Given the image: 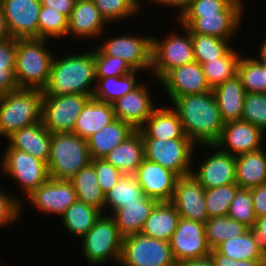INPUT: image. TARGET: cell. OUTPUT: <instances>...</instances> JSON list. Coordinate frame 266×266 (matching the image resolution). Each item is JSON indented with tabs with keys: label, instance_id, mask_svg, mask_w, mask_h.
I'll list each match as a JSON object with an SVG mask.
<instances>
[{
	"label": "cell",
	"instance_id": "cell-1",
	"mask_svg": "<svg viewBox=\"0 0 266 266\" xmlns=\"http://www.w3.org/2000/svg\"><path fill=\"white\" fill-rule=\"evenodd\" d=\"M170 105L186 136L196 145H215L225 125L212 90L176 97Z\"/></svg>",
	"mask_w": 266,
	"mask_h": 266
},
{
	"label": "cell",
	"instance_id": "cell-2",
	"mask_svg": "<svg viewBox=\"0 0 266 266\" xmlns=\"http://www.w3.org/2000/svg\"><path fill=\"white\" fill-rule=\"evenodd\" d=\"M74 50V52H73ZM53 57L51 71L43 95L81 94L93 96L96 86L94 49H76Z\"/></svg>",
	"mask_w": 266,
	"mask_h": 266
},
{
	"label": "cell",
	"instance_id": "cell-3",
	"mask_svg": "<svg viewBox=\"0 0 266 266\" xmlns=\"http://www.w3.org/2000/svg\"><path fill=\"white\" fill-rule=\"evenodd\" d=\"M48 39H17L15 77L19 88L43 90L55 55Z\"/></svg>",
	"mask_w": 266,
	"mask_h": 266
},
{
	"label": "cell",
	"instance_id": "cell-4",
	"mask_svg": "<svg viewBox=\"0 0 266 266\" xmlns=\"http://www.w3.org/2000/svg\"><path fill=\"white\" fill-rule=\"evenodd\" d=\"M43 91L19 88L0 96V139L42 121Z\"/></svg>",
	"mask_w": 266,
	"mask_h": 266
},
{
	"label": "cell",
	"instance_id": "cell-5",
	"mask_svg": "<svg viewBox=\"0 0 266 266\" xmlns=\"http://www.w3.org/2000/svg\"><path fill=\"white\" fill-rule=\"evenodd\" d=\"M182 34L174 29L158 38L152 33L151 70L150 78L155 83L172 69L195 61L190 31L177 21ZM158 38V39H157Z\"/></svg>",
	"mask_w": 266,
	"mask_h": 266
},
{
	"label": "cell",
	"instance_id": "cell-6",
	"mask_svg": "<svg viewBox=\"0 0 266 266\" xmlns=\"http://www.w3.org/2000/svg\"><path fill=\"white\" fill-rule=\"evenodd\" d=\"M88 142L72 132L53 133L48 158L49 177L70 180L91 163Z\"/></svg>",
	"mask_w": 266,
	"mask_h": 266
},
{
	"label": "cell",
	"instance_id": "cell-7",
	"mask_svg": "<svg viewBox=\"0 0 266 266\" xmlns=\"http://www.w3.org/2000/svg\"><path fill=\"white\" fill-rule=\"evenodd\" d=\"M81 241L80 251L82 258L87 261L86 264L102 266L111 261L119 265L123 236L111 215L101 214Z\"/></svg>",
	"mask_w": 266,
	"mask_h": 266
},
{
	"label": "cell",
	"instance_id": "cell-8",
	"mask_svg": "<svg viewBox=\"0 0 266 266\" xmlns=\"http://www.w3.org/2000/svg\"><path fill=\"white\" fill-rule=\"evenodd\" d=\"M244 0H234L223 12L216 14H181L177 21L190 33L209 35L221 39L233 40L244 23ZM246 7V8H245Z\"/></svg>",
	"mask_w": 266,
	"mask_h": 266
},
{
	"label": "cell",
	"instance_id": "cell-9",
	"mask_svg": "<svg viewBox=\"0 0 266 266\" xmlns=\"http://www.w3.org/2000/svg\"><path fill=\"white\" fill-rule=\"evenodd\" d=\"M0 160V174L9 177L21 189L20 202L34 190L44 184L50 177L47 164L28 154L13 148H4ZM22 196L24 198H22Z\"/></svg>",
	"mask_w": 266,
	"mask_h": 266
},
{
	"label": "cell",
	"instance_id": "cell-10",
	"mask_svg": "<svg viewBox=\"0 0 266 266\" xmlns=\"http://www.w3.org/2000/svg\"><path fill=\"white\" fill-rule=\"evenodd\" d=\"M129 32V33H128ZM110 38L105 32L100 36L98 47L108 56L119 57L129 64L134 71L144 72L147 76L151 70L152 33L138 34L128 31ZM139 35V36H138Z\"/></svg>",
	"mask_w": 266,
	"mask_h": 266
},
{
	"label": "cell",
	"instance_id": "cell-11",
	"mask_svg": "<svg viewBox=\"0 0 266 266\" xmlns=\"http://www.w3.org/2000/svg\"><path fill=\"white\" fill-rule=\"evenodd\" d=\"M169 241L141 233L123 237L118 266H176Z\"/></svg>",
	"mask_w": 266,
	"mask_h": 266
},
{
	"label": "cell",
	"instance_id": "cell-12",
	"mask_svg": "<svg viewBox=\"0 0 266 266\" xmlns=\"http://www.w3.org/2000/svg\"><path fill=\"white\" fill-rule=\"evenodd\" d=\"M144 158L158 163L178 177L191 174L196 145L189 138L143 139Z\"/></svg>",
	"mask_w": 266,
	"mask_h": 266
},
{
	"label": "cell",
	"instance_id": "cell-13",
	"mask_svg": "<svg viewBox=\"0 0 266 266\" xmlns=\"http://www.w3.org/2000/svg\"><path fill=\"white\" fill-rule=\"evenodd\" d=\"M197 149L207 152V155H203V159L197 162L198 164L195 158L199 156L200 150L197 151ZM194 154L191 174L205 190L236 183V160L234 155L221 151L216 145L196 146Z\"/></svg>",
	"mask_w": 266,
	"mask_h": 266
},
{
	"label": "cell",
	"instance_id": "cell-14",
	"mask_svg": "<svg viewBox=\"0 0 266 266\" xmlns=\"http://www.w3.org/2000/svg\"><path fill=\"white\" fill-rule=\"evenodd\" d=\"M92 97L81 94L43 95L42 122L45 128L52 134L73 132L79 114Z\"/></svg>",
	"mask_w": 266,
	"mask_h": 266
},
{
	"label": "cell",
	"instance_id": "cell-15",
	"mask_svg": "<svg viewBox=\"0 0 266 266\" xmlns=\"http://www.w3.org/2000/svg\"><path fill=\"white\" fill-rule=\"evenodd\" d=\"M76 200V192L70 180L49 178L21 202V212L24 214L26 206L31 205L38 213L57 216L59 219Z\"/></svg>",
	"mask_w": 266,
	"mask_h": 266
},
{
	"label": "cell",
	"instance_id": "cell-16",
	"mask_svg": "<svg viewBox=\"0 0 266 266\" xmlns=\"http://www.w3.org/2000/svg\"><path fill=\"white\" fill-rule=\"evenodd\" d=\"M169 243L177 263L209 257L212 250L207 242L204 223L181 217Z\"/></svg>",
	"mask_w": 266,
	"mask_h": 266
},
{
	"label": "cell",
	"instance_id": "cell-17",
	"mask_svg": "<svg viewBox=\"0 0 266 266\" xmlns=\"http://www.w3.org/2000/svg\"><path fill=\"white\" fill-rule=\"evenodd\" d=\"M146 83V80H142L135 89L112 103L115 118L130 124L135 130L145 124L158 106L156 100H153L151 86Z\"/></svg>",
	"mask_w": 266,
	"mask_h": 266
},
{
	"label": "cell",
	"instance_id": "cell-18",
	"mask_svg": "<svg viewBox=\"0 0 266 266\" xmlns=\"http://www.w3.org/2000/svg\"><path fill=\"white\" fill-rule=\"evenodd\" d=\"M159 86H161L162 92H166L162 95L170 98L167 104H170L176 97L211 91L206 82L202 65L197 61L170 70L159 81Z\"/></svg>",
	"mask_w": 266,
	"mask_h": 266
},
{
	"label": "cell",
	"instance_id": "cell-19",
	"mask_svg": "<svg viewBox=\"0 0 266 266\" xmlns=\"http://www.w3.org/2000/svg\"><path fill=\"white\" fill-rule=\"evenodd\" d=\"M12 38H39L40 0H0Z\"/></svg>",
	"mask_w": 266,
	"mask_h": 266
},
{
	"label": "cell",
	"instance_id": "cell-20",
	"mask_svg": "<svg viewBox=\"0 0 266 266\" xmlns=\"http://www.w3.org/2000/svg\"><path fill=\"white\" fill-rule=\"evenodd\" d=\"M171 203L181 218L201 223H205L209 219L206 210L205 189L192 174L177 178Z\"/></svg>",
	"mask_w": 266,
	"mask_h": 266
},
{
	"label": "cell",
	"instance_id": "cell-21",
	"mask_svg": "<svg viewBox=\"0 0 266 266\" xmlns=\"http://www.w3.org/2000/svg\"><path fill=\"white\" fill-rule=\"evenodd\" d=\"M264 134L256 126L243 120L226 122L215 144L221 151L237 156L263 148Z\"/></svg>",
	"mask_w": 266,
	"mask_h": 266
},
{
	"label": "cell",
	"instance_id": "cell-22",
	"mask_svg": "<svg viewBox=\"0 0 266 266\" xmlns=\"http://www.w3.org/2000/svg\"><path fill=\"white\" fill-rule=\"evenodd\" d=\"M133 175L147 197L158 202H171L178 178L174 172L144 158Z\"/></svg>",
	"mask_w": 266,
	"mask_h": 266
},
{
	"label": "cell",
	"instance_id": "cell-23",
	"mask_svg": "<svg viewBox=\"0 0 266 266\" xmlns=\"http://www.w3.org/2000/svg\"><path fill=\"white\" fill-rule=\"evenodd\" d=\"M109 24L102 17L93 0H77L68 19V37L82 39L81 41L95 39L107 31ZM97 38V39H96Z\"/></svg>",
	"mask_w": 266,
	"mask_h": 266
},
{
	"label": "cell",
	"instance_id": "cell-24",
	"mask_svg": "<svg viewBox=\"0 0 266 266\" xmlns=\"http://www.w3.org/2000/svg\"><path fill=\"white\" fill-rule=\"evenodd\" d=\"M52 133L45 128L43 122L24 127L13 132L5 140L6 148H13L48 163Z\"/></svg>",
	"mask_w": 266,
	"mask_h": 266
},
{
	"label": "cell",
	"instance_id": "cell-25",
	"mask_svg": "<svg viewBox=\"0 0 266 266\" xmlns=\"http://www.w3.org/2000/svg\"><path fill=\"white\" fill-rule=\"evenodd\" d=\"M165 105V106H164ZM168 105V106H167ZM169 104H159L138 130L143 139L188 138L176 111Z\"/></svg>",
	"mask_w": 266,
	"mask_h": 266
},
{
	"label": "cell",
	"instance_id": "cell-26",
	"mask_svg": "<svg viewBox=\"0 0 266 266\" xmlns=\"http://www.w3.org/2000/svg\"><path fill=\"white\" fill-rule=\"evenodd\" d=\"M224 123L241 120L246 92L237 74L212 89Z\"/></svg>",
	"mask_w": 266,
	"mask_h": 266
},
{
	"label": "cell",
	"instance_id": "cell-27",
	"mask_svg": "<svg viewBox=\"0 0 266 266\" xmlns=\"http://www.w3.org/2000/svg\"><path fill=\"white\" fill-rule=\"evenodd\" d=\"M115 119L112 104L92 97L79 114L72 133L87 140L95 132L101 130L105 125H109Z\"/></svg>",
	"mask_w": 266,
	"mask_h": 266
},
{
	"label": "cell",
	"instance_id": "cell-28",
	"mask_svg": "<svg viewBox=\"0 0 266 266\" xmlns=\"http://www.w3.org/2000/svg\"><path fill=\"white\" fill-rule=\"evenodd\" d=\"M135 131L130 124L116 118L109 125H105L87 139L91 158L103 159Z\"/></svg>",
	"mask_w": 266,
	"mask_h": 266
},
{
	"label": "cell",
	"instance_id": "cell-29",
	"mask_svg": "<svg viewBox=\"0 0 266 266\" xmlns=\"http://www.w3.org/2000/svg\"><path fill=\"white\" fill-rule=\"evenodd\" d=\"M103 159L123 174L133 175L144 159L142 134L136 130L124 142L111 150Z\"/></svg>",
	"mask_w": 266,
	"mask_h": 266
},
{
	"label": "cell",
	"instance_id": "cell-30",
	"mask_svg": "<svg viewBox=\"0 0 266 266\" xmlns=\"http://www.w3.org/2000/svg\"><path fill=\"white\" fill-rule=\"evenodd\" d=\"M235 156L236 184L250 189L266 183V148Z\"/></svg>",
	"mask_w": 266,
	"mask_h": 266
},
{
	"label": "cell",
	"instance_id": "cell-31",
	"mask_svg": "<svg viewBox=\"0 0 266 266\" xmlns=\"http://www.w3.org/2000/svg\"><path fill=\"white\" fill-rule=\"evenodd\" d=\"M157 200L145 196L138 203L123 204L111 216L123 237L138 234L143 229L146 219L150 216Z\"/></svg>",
	"mask_w": 266,
	"mask_h": 266
},
{
	"label": "cell",
	"instance_id": "cell-32",
	"mask_svg": "<svg viewBox=\"0 0 266 266\" xmlns=\"http://www.w3.org/2000/svg\"><path fill=\"white\" fill-rule=\"evenodd\" d=\"M180 215L171 202H158L146 219L141 234L170 241L177 228Z\"/></svg>",
	"mask_w": 266,
	"mask_h": 266
},
{
	"label": "cell",
	"instance_id": "cell-33",
	"mask_svg": "<svg viewBox=\"0 0 266 266\" xmlns=\"http://www.w3.org/2000/svg\"><path fill=\"white\" fill-rule=\"evenodd\" d=\"M70 181L78 201L86 203L104 214L105 194L100 188L94 166L91 163L80 169Z\"/></svg>",
	"mask_w": 266,
	"mask_h": 266
},
{
	"label": "cell",
	"instance_id": "cell-34",
	"mask_svg": "<svg viewBox=\"0 0 266 266\" xmlns=\"http://www.w3.org/2000/svg\"><path fill=\"white\" fill-rule=\"evenodd\" d=\"M101 214L98 209L76 200L60 217V223L64 225L67 234L79 240L93 227Z\"/></svg>",
	"mask_w": 266,
	"mask_h": 266
},
{
	"label": "cell",
	"instance_id": "cell-35",
	"mask_svg": "<svg viewBox=\"0 0 266 266\" xmlns=\"http://www.w3.org/2000/svg\"><path fill=\"white\" fill-rule=\"evenodd\" d=\"M146 195L134 175L124 174L117 184L105 194L104 214L112 215L123 204L138 203Z\"/></svg>",
	"mask_w": 266,
	"mask_h": 266
},
{
	"label": "cell",
	"instance_id": "cell-36",
	"mask_svg": "<svg viewBox=\"0 0 266 266\" xmlns=\"http://www.w3.org/2000/svg\"><path fill=\"white\" fill-rule=\"evenodd\" d=\"M236 47H232L223 57L202 64L206 82L211 90L238 74L239 61L244 53Z\"/></svg>",
	"mask_w": 266,
	"mask_h": 266
},
{
	"label": "cell",
	"instance_id": "cell-37",
	"mask_svg": "<svg viewBox=\"0 0 266 266\" xmlns=\"http://www.w3.org/2000/svg\"><path fill=\"white\" fill-rule=\"evenodd\" d=\"M139 74H141L140 71H134L122 77L96 79L93 98L110 104L114 103L117 99L131 92L142 82V78L141 81L138 78L141 77Z\"/></svg>",
	"mask_w": 266,
	"mask_h": 266
},
{
	"label": "cell",
	"instance_id": "cell-38",
	"mask_svg": "<svg viewBox=\"0 0 266 266\" xmlns=\"http://www.w3.org/2000/svg\"><path fill=\"white\" fill-rule=\"evenodd\" d=\"M215 249L234 260L266 259L250 229L241 236L225 240Z\"/></svg>",
	"mask_w": 266,
	"mask_h": 266
},
{
	"label": "cell",
	"instance_id": "cell-39",
	"mask_svg": "<svg viewBox=\"0 0 266 266\" xmlns=\"http://www.w3.org/2000/svg\"><path fill=\"white\" fill-rule=\"evenodd\" d=\"M204 226L207 242L211 249H215L227 239L241 236L249 229L243 223L227 215L209 218Z\"/></svg>",
	"mask_w": 266,
	"mask_h": 266
},
{
	"label": "cell",
	"instance_id": "cell-40",
	"mask_svg": "<svg viewBox=\"0 0 266 266\" xmlns=\"http://www.w3.org/2000/svg\"><path fill=\"white\" fill-rule=\"evenodd\" d=\"M191 40L195 61L200 65L223 57L234 46L232 40L196 33H191Z\"/></svg>",
	"mask_w": 266,
	"mask_h": 266
},
{
	"label": "cell",
	"instance_id": "cell-41",
	"mask_svg": "<svg viewBox=\"0 0 266 266\" xmlns=\"http://www.w3.org/2000/svg\"><path fill=\"white\" fill-rule=\"evenodd\" d=\"M93 2L110 26L130 20L132 17H139L142 13L141 3L138 0H93Z\"/></svg>",
	"mask_w": 266,
	"mask_h": 266
},
{
	"label": "cell",
	"instance_id": "cell-42",
	"mask_svg": "<svg viewBox=\"0 0 266 266\" xmlns=\"http://www.w3.org/2000/svg\"><path fill=\"white\" fill-rule=\"evenodd\" d=\"M238 75L246 93H266V71L254 56H241Z\"/></svg>",
	"mask_w": 266,
	"mask_h": 266
},
{
	"label": "cell",
	"instance_id": "cell-43",
	"mask_svg": "<svg viewBox=\"0 0 266 266\" xmlns=\"http://www.w3.org/2000/svg\"><path fill=\"white\" fill-rule=\"evenodd\" d=\"M39 39H48L58 43L68 33V19L53 8L41 6L39 14ZM57 39V40H56Z\"/></svg>",
	"mask_w": 266,
	"mask_h": 266
},
{
	"label": "cell",
	"instance_id": "cell-44",
	"mask_svg": "<svg viewBox=\"0 0 266 266\" xmlns=\"http://www.w3.org/2000/svg\"><path fill=\"white\" fill-rule=\"evenodd\" d=\"M240 187L236 183L205 190L206 210L209 218L226 216Z\"/></svg>",
	"mask_w": 266,
	"mask_h": 266
},
{
	"label": "cell",
	"instance_id": "cell-45",
	"mask_svg": "<svg viewBox=\"0 0 266 266\" xmlns=\"http://www.w3.org/2000/svg\"><path fill=\"white\" fill-rule=\"evenodd\" d=\"M96 46V47H94ZM94 64L96 79L107 77H122L134 70L119 57L106 55L97 45H94Z\"/></svg>",
	"mask_w": 266,
	"mask_h": 266
},
{
	"label": "cell",
	"instance_id": "cell-46",
	"mask_svg": "<svg viewBox=\"0 0 266 266\" xmlns=\"http://www.w3.org/2000/svg\"><path fill=\"white\" fill-rule=\"evenodd\" d=\"M253 203V193L249 189L239 188L229 207L227 216L243 223L250 229L257 218L253 210Z\"/></svg>",
	"mask_w": 266,
	"mask_h": 266
},
{
	"label": "cell",
	"instance_id": "cell-47",
	"mask_svg": "<svg viewBox=\"0 0 266 266\" xmlns=\"http://www.w3.org/2000/svg\"><path fill=\"white\" fill-rule=\"evenodd\" d=\"M241 120L266 134V93H246Z\"/></svg>",
	"mask_w": 266,
	"mask_h": 266
},
{
	"label": "cell",
	"instance_id": "cell-48",
	"mask_svg": "<svg viewBox=\"0 0 266 266\" xmlns=\"http://www.w3.org/2000/svg\"><path fill=\"white\" fill-rule=\"evenodd\" d=\"M0 186V230L6 226H12L20 222L23 214L21 212L20 196L15 192L2 190ZM5 191V192H4ZM14 194V195H13Z\"/></svg>",
	"mask_w": 266,
	"mask_h": 266
},
{
	"label": "cell",
	"instance_id": "cell-49",
	"mask_svg": "<svg viewBox=\"0 0 266 266\" xmlns=\"http://www.w3.org/2000/svg\"><path fill=\"white\" fill-rule=\"evenodd\" d=\"M91 164L94 166L97 180L104 194L109 192L124 175L105 159H92Z\"/></svg>",
	"mask_w": 266,
	"mask_h": 266
},
{
	"label": "cell",
	"instance_id": "cell-50",
	"mask_svg": "<svg viewBox=\"0 0 266 266\" xmlns=\"http://www.w3.org/2000/svg\"><path fill=\"white\" fill-rule=\"evenodd\" d=\"M234 0H190L182 14H216L223 12Z\"/></svg>",
	"mask_w": 266,
	"mask_h": 266
},
{
	"label": "cell",
	"instance_id": "cell-51",
	"mask_svg": "<svg viewBox=\"0 0 266 266\" xmlns=\"http://www.w3.org/2000/svg\"><path fill=\"white\" fill-rule=\"evenodd\" d=\"M215 266H266V259L234 260L212 249L209 256Z\"/></svg>",
	"mask_w": 266,
	"mask_h": 266
},
{
	"label": "cell",
	"instance_id": "cell-52",
	"mask_svg": "<svg viewBox=\"0 0 266 266\" xmlns=\"http://www.w3.org/2000/svg\"><path fill=\"white\" fill-rule=\"evenodd\" d=\"M17 39L0 41V67H15Z\"/></svg>",
	"mask_w": 266,
	"mask_h": 266
},
{
	"label": "cell",
	"instance_id": "cell-53",
	"mask_svg": "<svg viewBox=\"0 0 266 266\" xmlns=\"http://www.w3.org/2000/svg\"><path fill=\"white\" fill-rule=\"evenodd\" d=\"M19 89L15 67H0V96Z\"/></svg>",
	"mask_w": 266,
	"mask_h": 266
},
{
	"label": "cell",
	"instance_id": "cell-54",
	"mask_svg": "<svg viewBox=\"0 0 266 266\" xmlns=\"http://www.w3.org/2000/svg\"><path fill=\"white\" fill-rule=\"evenodd\" d=\"M253 193V210L257 218L266 215V183L249 189Z\"/></svg>",
	"mask_w": 266,
	"mask_h": 266
},
{
	"label": "cell",
	"instance_id": "cell-55",
	"mask_svg": "<svg viewBox=\"0 0 266 266\" xmlns=\"http://www.w3.org/2000/svg\"><path fill=\"white\" fill-rule=\"evenodd\" d=\"M250 230L259 248L266 255V215L256 218V221Z\"/></svg>",
	"mask_w": 266,
	"mask_h": 266
},
{
	"label": "cell",
	"instance_id": "cell-56",
	"mask_svg": "<svg viewBox=\"0 0 266 266\" xmlns=\"http://www.w3.org/2000/svg\"><path fill=\"white\" fill-rule=\"evenodd\" d=\"M144 3L146 1V4L148 5V3L151 5V4H155V5H159V9L160 7L163 8L164 7V10L167 8H172L171 11H173V8L174 10L176 9L177 11V15L175 14L174 16V19L175 18H179L181 16V14L186 10V8L188 7L189 5V2L190 0H143ZM148 2V3H147ZM163 6V7H162ZM178 9V10H177Z\"/></svg>",
	"mask_w": 266,
	"mask_h": 266
},
{
	"label": "cell",
	"instance_id": "cell-57",
	"mask_svg": "<svg viewBox=\"0 0 266 266\" xmlns=\"http://www.w3.org/2000/svg\"><path fill=\"white\" fill-rule=\"evenodd\" d=\"M41 5L45 7L53 8V10L59 11L67 19H69L75 3L77 0H40Z\"/></svg>",
	"mask_w": 266,
	"mask_h": 266
},
{
	"label": "cell",
	"instance_id": "cell-58",
	"mask_svg": "<svg viewBox=\"0 0 266 266\" xmlns=\"http://www.w3.org/2000/svg\"><path fill=\"white\" fill-rule=\"evenodd\" d=\"M9 38H12V36L5 19L3 7L0 3V41L8 40Z\"/></svg>",
	"mask_w": 266,
	"mask_h": 266
},
{
	"label": "cell",
	"instance_id": "cell-59",
	"mask_svg": "<svg viewBox=\"0 0 266 266\" xmlns=\"http://www.w3.org/2000/svg\"><path fill=\"white\" fill-rule=\"evenodd\" d=\"M176 266H215L210 257H206L198 260H188L177 263Z\"/></svg>",
	"mask_w": 266,
	"mask_h": 266
},
{
	"label": "cell",
	"instance_id": "cell-60",
	"mask_svg": "<svg viewBox=\"0 0 266 266\" xmlns=\"http://www.w3.org/2000/svg\"><path fill=\"white\" fill-rule=\"evenodd\" d=\"M259 47H258V52L257 56L256 54L252 55L255 56L254 58L259 62V63H266V37L262 41L259 42Z\"/></svg>",
	"mask_w": 266,
	"mask_h": 266
},
{
	"label": "cell",
	"instance_id": "cell-61",
	"mask_svg": "<svg viewBox=\"0 0 266 266\" xmlns=\"http://www.w3.org/2000/svg\"><path fill=\"white\" fill-rule=\"evenodd\" d=\"M138 1L141 3V11H144L142 7L144 5L143 0H138Z\"/></svg>",
	"mask_w": 266,
	"mask_h": 266
},
{
	"label": "cell",
	"instance_id": "cell-62",
	"mask_svg": "<svg viewBox=\"0 0 266 266\" xmlns=\"http://www.w3.org/2000/svg\"><path fill=\"white\" fill-rule=\"evenodd\" d=\"M260 64L263 66L264 70L266 71V63H260Z\"/></svg>",
	"mask_w": 266,
	"mask_h": 266
}]
</instances>
